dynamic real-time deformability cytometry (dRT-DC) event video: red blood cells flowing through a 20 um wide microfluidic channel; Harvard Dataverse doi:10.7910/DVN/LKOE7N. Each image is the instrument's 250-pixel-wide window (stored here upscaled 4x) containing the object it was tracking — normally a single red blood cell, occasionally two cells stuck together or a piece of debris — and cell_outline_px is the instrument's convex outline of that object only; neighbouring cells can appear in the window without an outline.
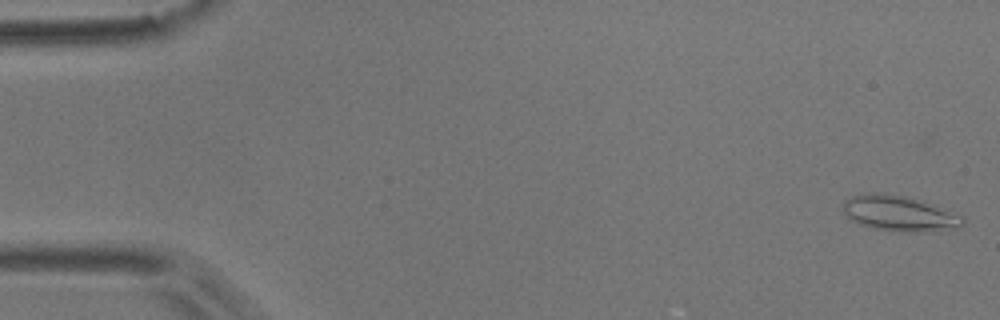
{"species": "common noctule bat (a hibernating species)", "species_latin": "Nyctalus noctula", "temperature_condition": "room temperature", "stored_images_in_passage": 52, "camera_frame_rate_fps": 3000, "um_per_image_px": 0.085, "animal": {"sex": "male", "body_mass_g": 17.9}, "frame": {"image": 1, "passage_image": 1, "time_ms": 0.0, "image_size_px": [1000, 320], "cell_outline_px": [[964, 224], [956, 228], [912, 232], [876, 228], [860, 224], [852, 220], [844, 212], [844, 200], [852, 196], [868, 192], [876, 192], [904, 196], [924, 200], [964, 216]], "centroid_in_image_um": [76.47, 18.11], "position_along_channel_um": 8.5, "area_um2": 24.51}}
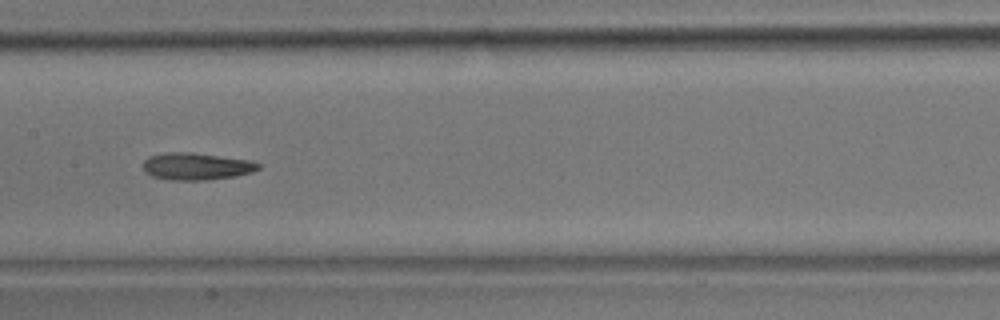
{"frame": {"image": 2, "passage_image": 26, "time_ms": 8.333, "image_size_px": [1000, 320], "cell_outline_px": [[260, 168], [252, 172], [236, 176], [204, 180], [172, 180], [152, 176], [144, 172], [144, 160], [148, 156], [168, 152], [192, 152], [248, 160], [260, 164]], "centroid_in_image_um": [16.67, 14.14], "position_along_channel_um": 190.7, "area_um2": 18.15}}
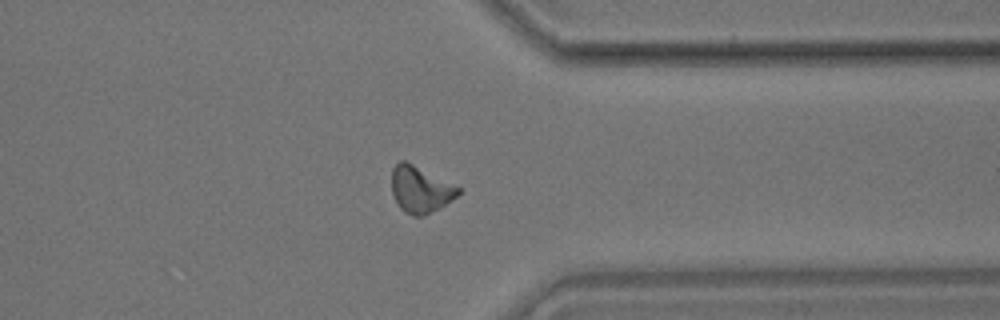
{"frame": {"image": 3, "passage_image": 41, "time_ms": 13.333, "image_size_px": [1000, 320], "cell_outline_px": [[460, 192], [456, 196], [444, 204], [424, 216], [412, 216], [404, 212], [400, 208], [392, 192], [392, 168], [400, 160], [404, 160], [460, 188]], "centroid_in_image_um": [35.68, 16.11], "position_along_channel_um": 375.7, "area_um2": 17.51}, "authors_computed_cell_mechanics": {"area_um2": 17.9758, "velocity_mm_per_s": 3.7962, "shape_relaxation_time_tau1_ms": 10.2215, "shape_relaxation_time_tau2_ms": null, "deformation_change_tau1": 0.2166, "deformation_change_tau2": null}}